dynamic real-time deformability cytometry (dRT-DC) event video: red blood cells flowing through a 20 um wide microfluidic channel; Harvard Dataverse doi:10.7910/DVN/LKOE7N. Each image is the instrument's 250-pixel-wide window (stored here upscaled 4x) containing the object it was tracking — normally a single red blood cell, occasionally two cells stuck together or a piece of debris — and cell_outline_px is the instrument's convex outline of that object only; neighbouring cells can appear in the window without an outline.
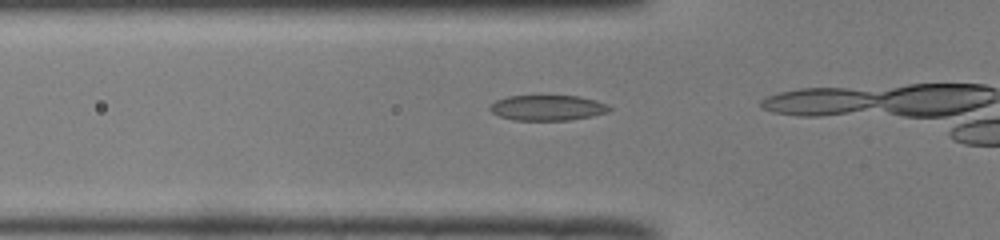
{"species": "common noctule bat (a hibernating species)", "species_latin": "Nyctalus noctula", "temperature_condition": "room temperature", "stored_images_in_passage": 14, "camera_frame_rate_fps": 3000, "um_per_image_px": 0.085, "animal": {"sex": "male", "body_mass_g": 19.0, "forearm_length_mm": 50.8}, "frame": {"image": 1, "passage_image": 12, "time_ms": 3.667, "image_size_px": [1000, 240], "cell_outline_px": [[612, 108], [608, 112], [592, 116], [568, 120], [512, 120], [500, 116], [492, 112], [488, 108], [496, 100], [508, 96], [580, 96], [596, 100], [608, 104]], "centroid_in_image_um": [46.56, 9.16], "position_along_channel_um": 79.2, "area_um2": 17.69}}